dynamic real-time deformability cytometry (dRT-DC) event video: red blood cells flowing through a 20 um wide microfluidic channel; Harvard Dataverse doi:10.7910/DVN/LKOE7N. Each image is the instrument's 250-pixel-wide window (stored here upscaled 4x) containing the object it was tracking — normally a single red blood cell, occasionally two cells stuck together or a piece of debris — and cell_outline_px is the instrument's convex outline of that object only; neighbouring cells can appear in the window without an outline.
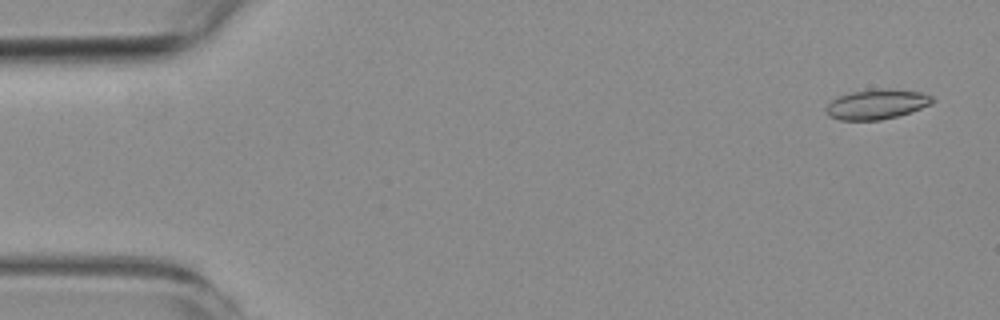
{"species": "common noctule bat (a hibernating species)", "species_latin": "Nyctalus noctula", "temperature_condition": "room temperature", "stored_images_in_passage": 7, "camera_frame_rate_fps": 3000, "um_per_image_px": 0.085, "animal": {"sex": "female", "body_mass_g": 19.3, "forearm_length_mm": 54.1}, "frame": {"image": 1, "passage_image": 1, "time_ms": 0.0, "image_size_px": [1000, 320], "cell_outline_px": [[936, 100], [932, 104], [912, 112], [880, 120], [840, 120], [828, 116], [824, 108], [832, 100], [840, 96], [852, 92], [880, 88], [888, 88], [924, 92], [932, 96]], "centroid_in_image_um": [74.57, 8.86], "position_along_channel_um": 10.4, "area_um2": 18.73}}
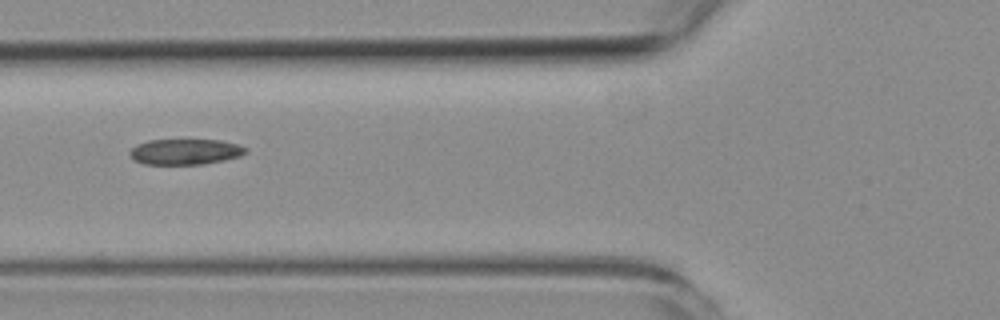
{"frame": {"image": 2, "passage_image": 6, "time_ms": 6.0, "image_size_px": [1000, 320], "cell_outline_px": [[248, 152], [240, 156], [224, 160], [204, 164], [144, 164], [132, 160], [128, 152], [136, 144], [148, 140], [220, 140], [236, 144], [248, 148]], "centroid_in_image_um": [15.72, 12.9], "position_along_channel_um": 110.1, "area_um2": 17.46}}
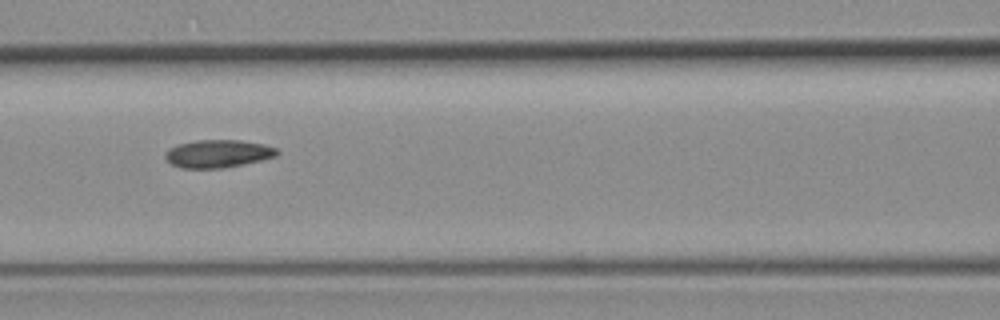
{"frame": {"image": 3, "passage_image": 7, "time_ms": 7.0, "image_size_px": [1000, 320], "cell_outline_px": [[280, 152], [276, 156], [244, 164], [224, 168], [180, 168], [172, 164], [164, 156], [164, 152], [168, 148], [180, 144], [196, 140], [240, 140], [264, 144], [280, 148]], "centroid_in_image_um": [18.55, 13.06], "position_along_channel_um": 148.0, "area_um2": 18.26}}